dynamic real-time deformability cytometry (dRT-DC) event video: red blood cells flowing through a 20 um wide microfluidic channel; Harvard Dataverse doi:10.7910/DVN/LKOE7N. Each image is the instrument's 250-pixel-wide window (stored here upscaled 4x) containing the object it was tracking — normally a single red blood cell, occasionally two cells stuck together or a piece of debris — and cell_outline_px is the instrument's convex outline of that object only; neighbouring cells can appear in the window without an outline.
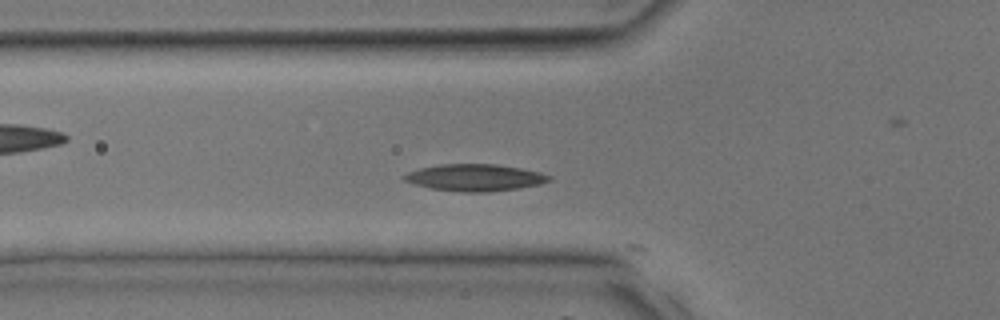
{"species": "common noctule bat (a hibernating species)", "species_latin": "Nyctalus noctula", "temperature_condition": "room temperature", "stored_images_in_passage": 27, "camera_frame_rate_fps": 3000, "um_per_image_px": 0.085, "animal": {"sex": "male", "body_mass_g": 17.9, "forearm_length_mm": 54.2}, "frame": {"image": 1, "passage_image": 2, "time_ms": 0.333, "image_size_px": [1000, 320], "cell_outline_px": [[552, 180], [540, 184], [520, 188], [488, 192], [460, 192], [432, 188], [416, 184], [404, 180], [400, 176], [408, 172], [420, 168], [440, 164], [496, 164], [520, 168], [540, 172], [552, 176]], "centroid_in_image_um": [40.39, 15.09], "position_along_channel_um": 85.4, "area_um2": 22.72}}
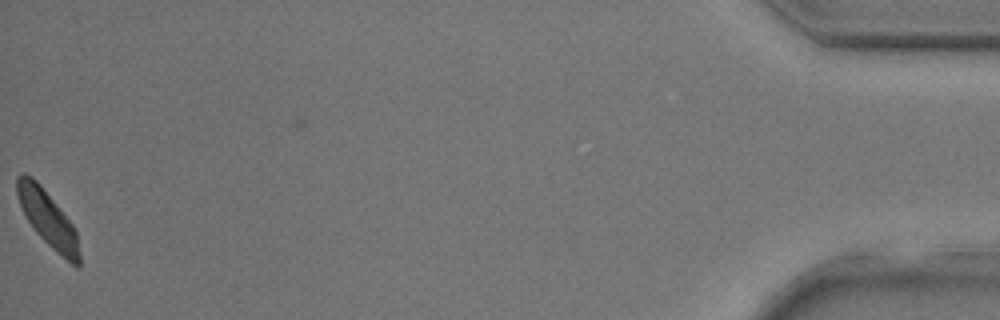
{"frame": {"image": 2, "passage_image": 27, "time_ms": 8.667, "image_size_px": [1000, 320], "cell_outline_px": [[80, 268], [76, 268], [52, 248], [36, 232], [28, 220], [16, 196], [16, 176], [20, 172], [24, 172], [32, 176], [40, 184], [72, 224], [76, 232], [80, 252]], "centroid_in_image_um": [4.05, 18.58], "position_along_channel_um": 431.1, "area_um2": 20.11}}